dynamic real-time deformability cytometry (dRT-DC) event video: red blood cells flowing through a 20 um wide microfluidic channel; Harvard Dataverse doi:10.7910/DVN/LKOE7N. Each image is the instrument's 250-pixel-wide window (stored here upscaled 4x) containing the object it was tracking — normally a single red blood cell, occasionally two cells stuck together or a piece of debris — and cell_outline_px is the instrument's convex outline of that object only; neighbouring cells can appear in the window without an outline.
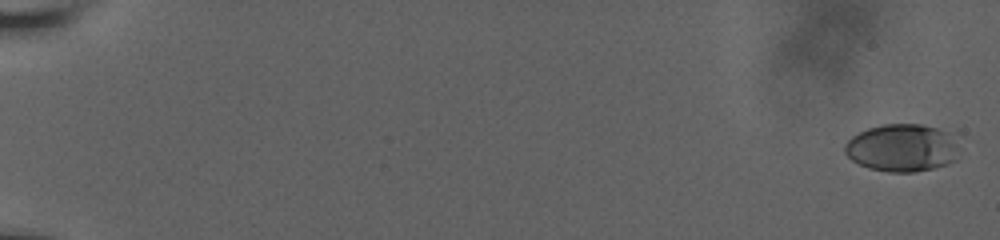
{"species": "human", "species_latin": "Homo sapiens", "temperature_condition": "room temperature", "stored_images_in_passage": 44, "camera_frame_rate_fps": 3000, "um_per_image_px": 0.085, "donor": {"sex": "male"}, "frame": {"image": 1, "passage_image": 1, "time_ms": 0.0, "image_size_px": [1000, 240], "cell_outline_px": [[956, 160], [948, 164], [932, 168], [912, 172], [888, 172], [868, 168], [852, 160], [844, 152], [844, 144], [852, 136], [868, 128], [884, 124], [920, 124], [936, 128], [944, 132], [952, 144]], "centroid_in_image_um": [76.55, 12.58], "position_along_channel_um": 8.5, "area_um2": 30.87}}
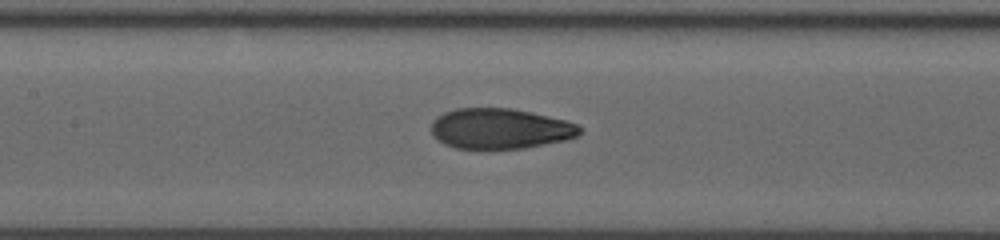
{"frame": {"image": 2, "passage_image": 23, "time_ms": 10.0, "image_size_px": [1000, 240], "cell_outline_px": [[584, 132], [576, 136], [564, 140], [524, 148], [488, 152], [456, 148], [444, 144], [432, 136], [432, 120], [436, 116], [444, 112], [456, 108], [512, 108], [548, 116], [564, 120], [576, 124], [584, 128]], "centroid_in_image_um": [42.47, 10.97], "position_along_channel_um": 164.9, "area_um2": 35.95}}
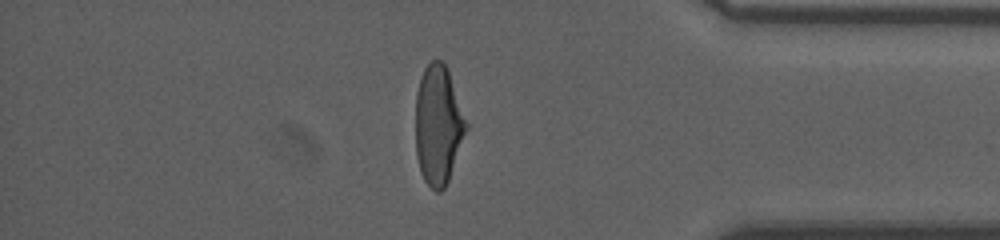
{"frame": {"image": 3, "passage_image": 40, "time_ms": 16.667, "image_size_px": [1000, 240], "cell_outline_px": [[468, 128], [448, 180], [444, 188], [440, 192], [436, 192], [424, 180], [420, 172], [416, 156], [416, 92], [424, 68], [432, 60], [440, 60], [444, 64], [448, 72], [468, 124]], "centroid_in_image_um": [37.24, 10.65], "position_along_channel_um": 398.0, "area_um2": 34.85}}